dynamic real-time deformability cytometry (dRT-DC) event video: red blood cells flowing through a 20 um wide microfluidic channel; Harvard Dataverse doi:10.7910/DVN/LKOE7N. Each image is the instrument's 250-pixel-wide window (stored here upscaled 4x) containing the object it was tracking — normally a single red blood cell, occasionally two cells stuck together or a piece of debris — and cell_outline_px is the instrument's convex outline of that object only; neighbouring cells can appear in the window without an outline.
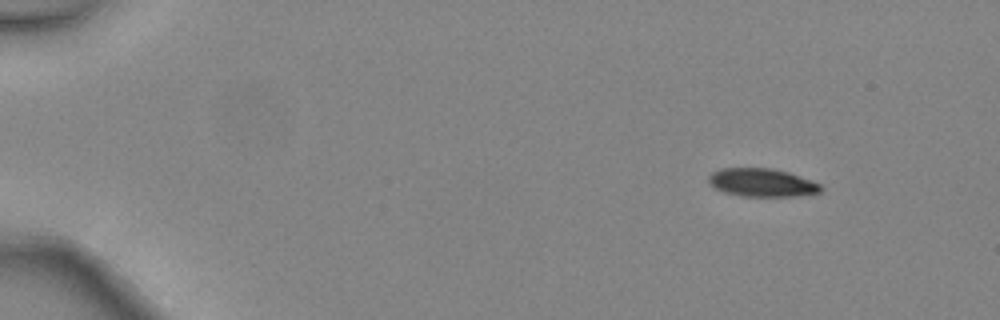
{"species": "common noctule bat (a hibernating species)", "species_latin": "Nyctalus noctula", "temperature_condition": "warm", "stored_images_in_passage": 5, "camera_frame_rate_fps": 3000, "um_per_image_px": 0.085, "animal": {"sex": "female", "body_mass_g": 24.6, "forearm_length_mm": 56.2}, "frame": {"image": 1, "passage_image": 1, "time_ms": 0.0, "image_size_px": [1000, 320], "cell_outline_px": [[824, 188], [820, 192], [800, 196], [740, 196], [724, 192], [716, 188], [708, 180], [708, 176], [712, 172], [720, 168], [772, 168], [788, 172], [820, 184]], "centroid_in_image_um": [64.77, 15.52], "position_along_channel_um": 20.2, "area_um2": 18.38}}
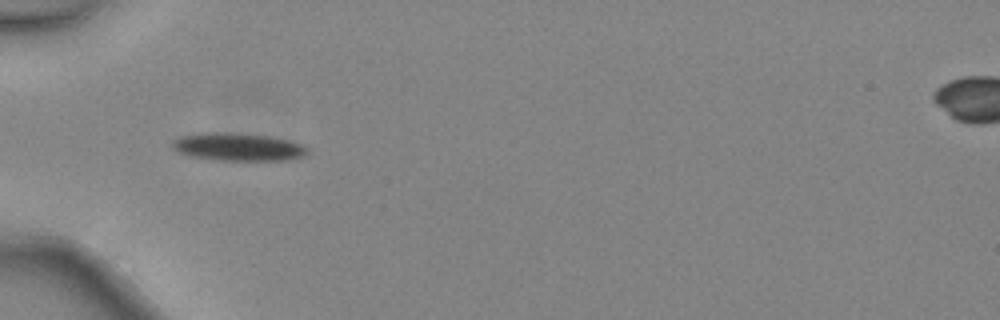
{"frame": {"image": 2, "passage_image": 4, "time_ms": 1.0, "image_size_px": [1000, 320], "cell_outline_px": [[308, 152], [304, 156], [288, 160], [212, 160], [188, 156], [176, 152], [172, 148], [172, 140], [180, 136], [204, 132], [228, 132], [268, 136], [288, 140], [300, 144], [308, 148]], "centroid_in_image_um": [20.16, 12.49], "position_along_channel_um": 64.8, "area_um2": 22.14}}
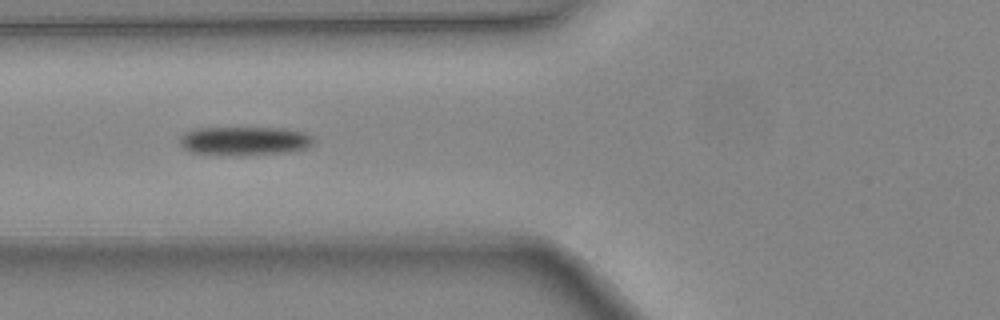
{"frame": {"image": 3, "passage_image": 5, "time_ms": 1.333, "image_size_px": [1000, 320], "cell_outline_px": [[312, 144], [308, 148], [288, 152], [240, 156], [192, 152], [184, 148], [180, 144], [180, 136], [184, 132], [196, 128], [284, 128], [308, 132], [312, 136]], "centroid_in_image_um": [20.81, 11.97], "position_along_channel_um": 105.0, "area_um2": 22.66}}